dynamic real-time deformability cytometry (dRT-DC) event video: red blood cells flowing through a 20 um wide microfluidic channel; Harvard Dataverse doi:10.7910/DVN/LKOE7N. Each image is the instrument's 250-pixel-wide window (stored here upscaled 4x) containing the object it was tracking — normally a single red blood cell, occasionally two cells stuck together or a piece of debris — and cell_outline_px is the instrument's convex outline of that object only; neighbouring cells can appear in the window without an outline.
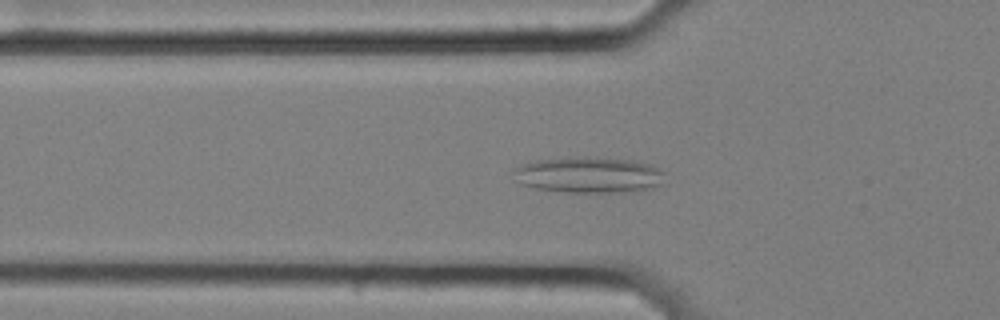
{"species": "common noctule bat (a hibernating species)", "species_latin": "Nyctalus noctula", "temperature_condition": "cold", "stored_images_in_passage": 42, "camera_frame_rate_fps": 3000, "um_per_image_px": 0.085, "animal": {"sex": "female", "body_mass_g": 25.1}, "frame": {"image": 1, "passage_image": 4, "time_ms": 1.0, "image_size_px": [1000, 320], "cell_outline_px": [[668, 184], [652, 188], [624, 192], [564, 192], [536, 188], [520, 184], [516, 172], [516, 168], [524, 164], [536, 160], [568, 156], [632, 160], [648, 164], [664, 172]], "centroid_in_image_um": [50.14, 14.87], "position_along_channel_um": 75.7, "area_um2": 31.73}}
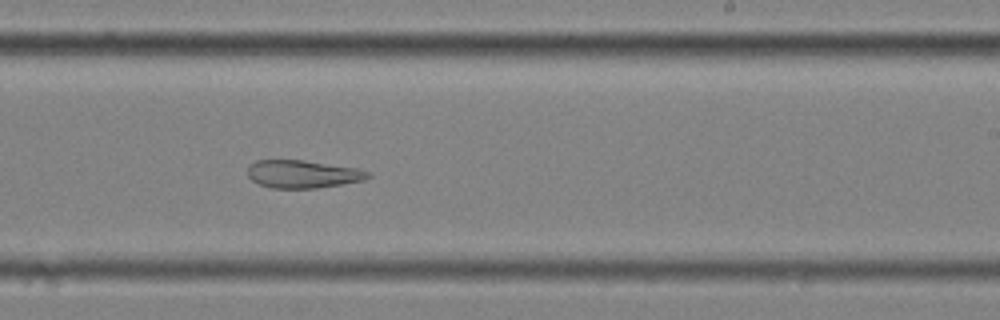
{"frame": {"image": 2, "passage_image": 20, "time_ms": 6.333, "image_size_px": [1000, 320], "cell_outline_px": [[372, 176], [364, 180], [316, 188], [272, 188], [260, 184], [252, 180], [248, 176], [248, 164], [256, 160], [304, 160], [356, 168], [372, 172]], "centroid_in_image_um": [25.73, 14.79], "position_along_channel_um": 263.3, "area_um2": 19.54}}
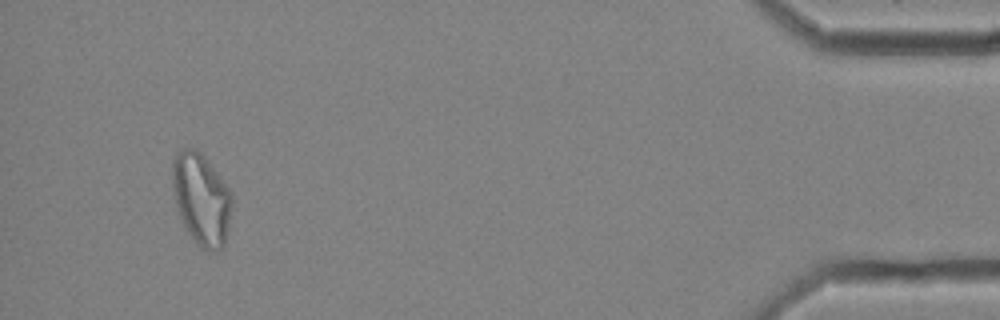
{"frame": {"image": 3, "passage_image": 39, "time_ms": 12.667, "image_size_px": [1000, 320], "cell_outline_px": [[232, 204], [228, 232], [224, 244], [216, 252], [200, 248], [184, 228], [176, 208], [172, 188], [172, 160], [176, 152], [184, 148], [196, 148], [208, 160], [232, 192]], "centroid_in_image_um": [17.1, 16.91], "position_along_channel_um": 418.1, "area_um2": 32.37}, "authors_computed_cell_mechanics": {"area_um2": 23.8425, "velocity_mm_per_s": 3.513, "shape_relaxation_time_tau1_ms": null, "shape_relaxation_time_tau2_ms": 3.3492, "deformation_change_tau1": null, "deformation_change_tau2": 0.119}}